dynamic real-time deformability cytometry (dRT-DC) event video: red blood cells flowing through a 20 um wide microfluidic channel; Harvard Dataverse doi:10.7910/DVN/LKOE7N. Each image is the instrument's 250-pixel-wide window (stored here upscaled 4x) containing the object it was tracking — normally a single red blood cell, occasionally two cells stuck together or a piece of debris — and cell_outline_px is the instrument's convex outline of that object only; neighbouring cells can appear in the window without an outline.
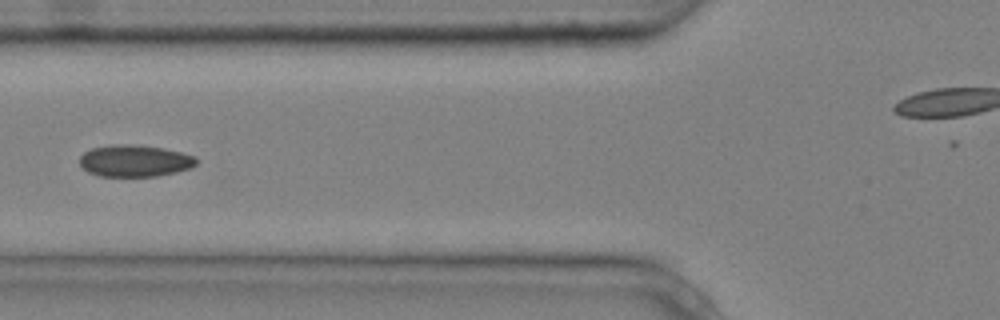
{"species": "common noctule bat (a hibernating species)", "species_latin": "Nyctalus noctula", "temperature_condition": "cold", "stored_images_in_passage": 6, "camera_frame_rate_fps": 3000, "um_per_image_px": 0.085, "animal": {"sex": "male", "body_mass_g": 20.4}, "frame": {"image": 1, "passage_image": 6, "time_ms": 1.667, "image_size_px": [1000, 320], "cell_outline_px": [[196, 164], [188, 168], [176, 172], [156, 176], [100, 176], [88, 172], [80, 164], [80, 156], [84, 152], [92, 148], [112, 144], [128, 144], [164, 148], [196, 156]], "centroid_in_image_um": [11.43, 13.66], "position_along_channel_um": 114.4, "area_um2": 21.5}}